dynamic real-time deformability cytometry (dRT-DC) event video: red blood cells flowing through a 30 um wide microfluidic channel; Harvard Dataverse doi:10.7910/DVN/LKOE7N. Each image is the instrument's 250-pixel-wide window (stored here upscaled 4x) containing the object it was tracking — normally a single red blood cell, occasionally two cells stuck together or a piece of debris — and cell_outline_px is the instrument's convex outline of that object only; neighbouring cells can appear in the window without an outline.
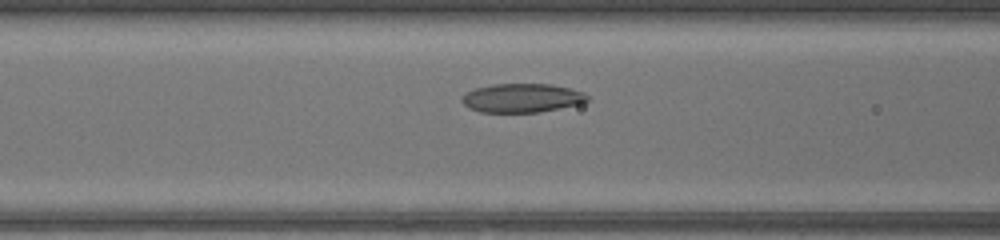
{"species": "common noctule bat (a hibernating species)", "species_latin": "Nyctalus noctula", "temperature_condition": "warm", "stored_images_in_passage": 37, "camera_frame_rate_fps": 3000, "um_per_image_px": 0.085, "animal": {"sex": "female", "body_mass_g": 17.0, "forearm_length_mm": 48.0}, "frame": {"image": 1, "passage_image": 9, "time_ms": 2.667, "image_size_px": [1000, 240], "cell_outline_px": [[588, 100], [580, 104], [540, 112], [480, 112], [468, 108], [460, 100], [468, 92], [476, 88], [492, 84], [548, 84], [568, 88], [584, 92], [588, 96]], "centroid_in_image_um": [44.37, 8.33], "position_along_channel_um": 122.2, "area_um2": 20.98}}
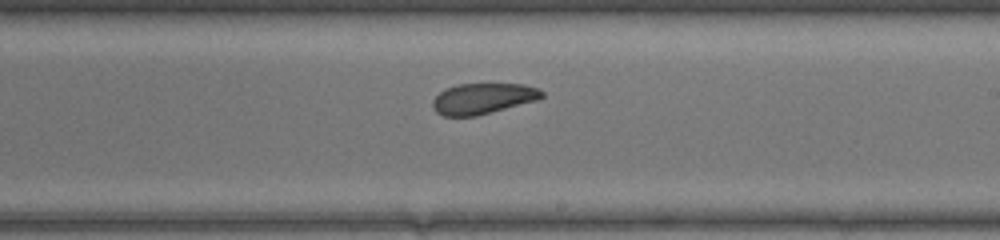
{"frame": {"image": 2, "passage_image": 18, "time_ms": 5.667, "image_size_px": [1000, 240], "cell_outline_px": [[544, 96], [536, 100], [492, 112], [476, 116], [444, 116], [436, 112], [432, 108], [432, 100], [444, 88], [456, 84], [524, 84], [540, 88], [544, 92]], "centroid_in_image_um": [41.03, 8.37], "position_along_channel_um": 248.0, "area_um2": 19.71}}
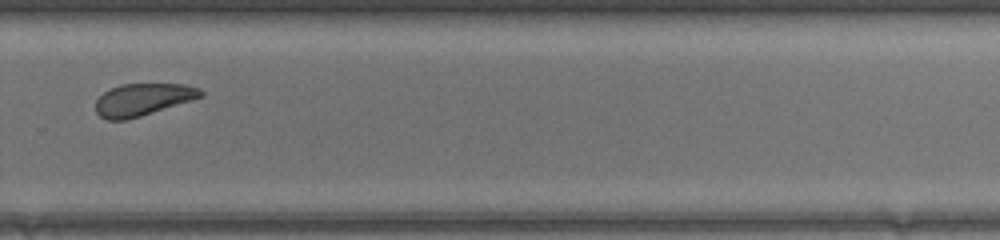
{"frame": {"image": 3, "passage_image": 23, "time_ms": 7.333, "image_size_px": [1000, 240], "cell_outline_px": [[204, 96], [192, 100], [128, 120], [108, 120], [100, 116], [96, 112], [96, 100], [104, 92], [120, 84], [184, 84], [200, 88], [204, 92]], "centroid_in_image_um": [12.15, 8.46], "position_along_channel_um": 317.6, "area_um2": 19.71}, "authors_computed_cell_mechanics": {"area_um2": 21.3282, "velocity_mm_per_s": 4.1978, "shape_relaxation_time_tau1_ms": 5.0575, "shape_relaxation_time_tau2_ms": 2.5501, "deformation_change_tau1": 0.1054, "deformation_change_tau2": 0.0953}}